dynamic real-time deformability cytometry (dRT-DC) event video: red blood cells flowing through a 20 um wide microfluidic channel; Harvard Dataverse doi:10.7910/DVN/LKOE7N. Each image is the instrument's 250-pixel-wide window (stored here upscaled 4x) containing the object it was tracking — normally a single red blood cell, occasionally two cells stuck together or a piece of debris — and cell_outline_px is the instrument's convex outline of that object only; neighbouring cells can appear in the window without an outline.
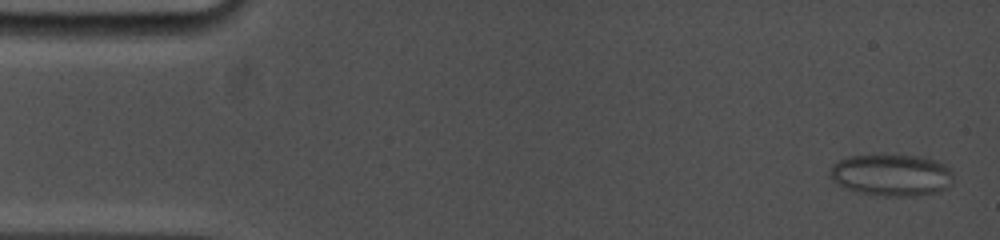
{"species": "common noctule bat (a hibernating species)", "species_latin": "Nyctalus noctula", "temperature_condition": "cold", "stored_images_in_passage": 29, "camera_frame_rate_fps": 5000, "um_per_image_px": 0.085, "animal": {"sex": "female", "body_mass_g": 19.0, "forearm_length_mm": 53.3}, "frame": {"image": 1, "passage_image": 1, "time_ms": 0.0, "image_size_px": [1000, 240], "cell_outline_px": [[952, 184], [940, 192], [912, 196], [884, 196], [860, 192], [836, 184], [832, 180], [828, 172], [832, 164], [848, 156], [924, 156], [948, 164], [952, 172]], "centroid_in_image_um": [75.82, 14.88], "position_along_channel_um": 9.2, "area_um2": 30.17}}